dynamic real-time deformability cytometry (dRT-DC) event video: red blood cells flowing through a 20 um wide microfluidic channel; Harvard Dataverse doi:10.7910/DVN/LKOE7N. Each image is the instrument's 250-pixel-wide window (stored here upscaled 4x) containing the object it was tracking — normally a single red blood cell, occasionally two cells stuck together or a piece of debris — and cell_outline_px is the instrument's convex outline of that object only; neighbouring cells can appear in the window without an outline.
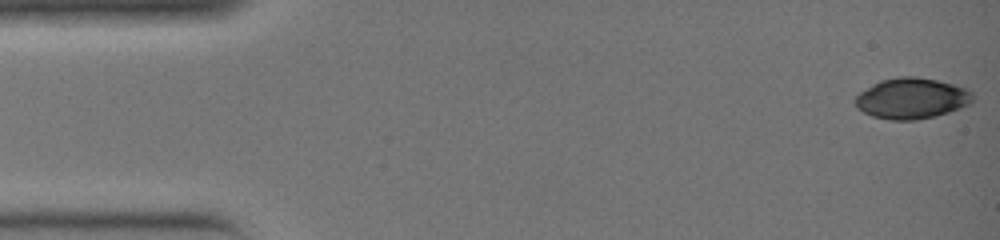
{"species": "common noctule bat (a hibernating species)", "species_latin": "Nyctalus noctula", "temperature_condition": "warm", "stored_images_in_passage": 36, "camera_frame_rate_fps": 3000, "um_per_image_px": 0.085, "animal": {"sex": "female", "body_mass_g": 19.0, "forearm_length_mm": 51.5}, "frame": {"image": 1, "passage_image": 1, "time_ms": 0.0, "image_size_px": [1000, 240], "cell_outline_px": [[972, 100], [968, 104], [960, 108], [936, 116], [916, 120], [892, 120], [872, 116], [856, 108], [852, 100], [860, 92], [872, 84], [880, 80], [900, 76], [916, 76], [936, 80], [968, 88], [972, 92]], "centroid_in_image_um": [77.45, 8.36], "position_along_channel_um": 7.5, "area_um2": 28.09}}
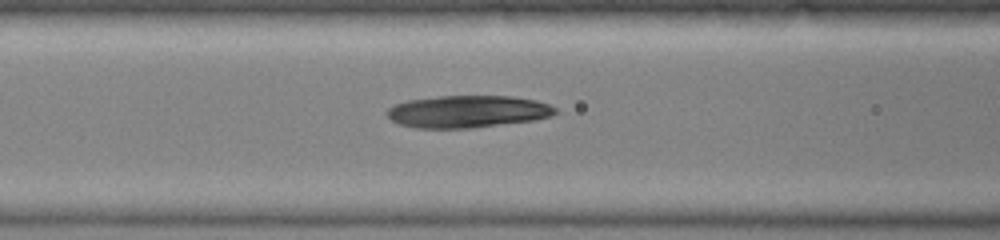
{"frame": {"image": 2, "passage_image": 15, "time_ms": 4.667, "image_size_px": [1000, 240], "cell_outline_px": [[560, 112], [552, 116], [532, 120], [472, 128], [416, 128], [400, 124], [392, 120], [384, 112], [388, 108], [396, 104], [408, 100], [440, 96], [512, 96], [536, 100], [548, 104], [556, 108]], "centroid_in_image_um": [39.76, 9.48], "position_along_channel_um": 126.8, "area_um2": 31.62}}
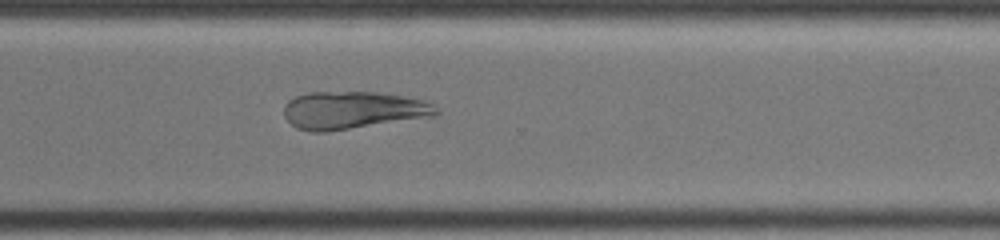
{"frame": {"image": 3, "passage_image": 27, "time_ms": 8.667, "image_size_px": [1000, 240], "cell_outline_px": [[440, 116], [324, 132], [312, 132], [296, 128], [284, 116], [284, 104], [288, 100], [296, 96], [308, 92], [376, 92], [424, 100], [436, 104], [440, 112]], "centroid_in_image_um": [30.05, 9.37], "position_along_channel_um": 340.6, "area_um2": 33.76}}